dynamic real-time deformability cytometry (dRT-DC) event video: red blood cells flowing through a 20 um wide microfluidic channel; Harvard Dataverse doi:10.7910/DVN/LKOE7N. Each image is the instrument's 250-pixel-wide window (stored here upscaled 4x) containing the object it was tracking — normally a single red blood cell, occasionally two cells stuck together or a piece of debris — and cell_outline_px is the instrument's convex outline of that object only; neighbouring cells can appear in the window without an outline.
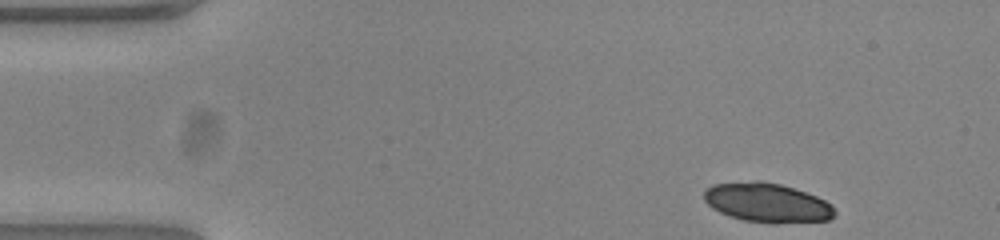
{"species": "common noctule bat (a hibernating species)", "species_latin": "Nyctalus noctula", "temperature_condition": "warm", "stored_images_in_passage": 48, "camera_frame_rate_fps": 3000, "um_per_image_px": 0.085, "animal": {"sex": "female", "body_mass_g": 23.0, "forearm_length_mm": 53.4}, "frame": {"image": 1, "passage_image": 1, "time_ms": 0.0, "image_size_px": [1000, 240], "cell_outline_px": [[836, 212], [828, 220], [744, 220], [720, 212], [712, 208], [704, 200], [704, 192], [712, 184], [756, 180], [760, 180], [780, 184], [816, 196], [832, 204]], "centroid_in_image_um": [65.15, 17.16], "position_along_channel_um": 19.9, "area_um2": 28.61}}